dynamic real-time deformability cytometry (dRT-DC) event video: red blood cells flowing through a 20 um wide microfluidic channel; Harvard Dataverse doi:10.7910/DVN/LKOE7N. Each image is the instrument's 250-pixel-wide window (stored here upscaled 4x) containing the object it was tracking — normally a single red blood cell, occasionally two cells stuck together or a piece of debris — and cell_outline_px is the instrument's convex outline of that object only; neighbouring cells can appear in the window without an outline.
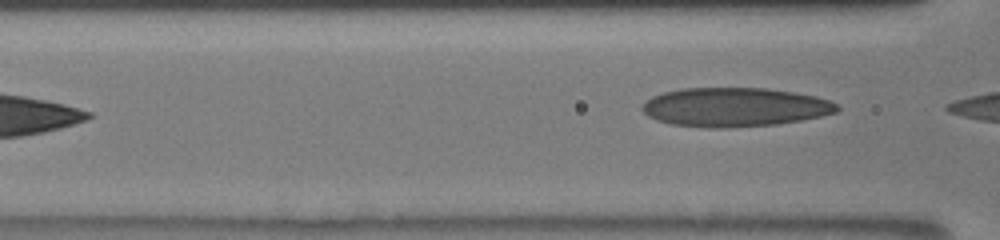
{"species": "human", "species_latin": "Homo sapiens", "temperature_condition": "room temperature", "stored_images_in_passage": 11, "segment_of_instrument_passage": [2, 2], "camera_frame_rate_fps": 3000, "um_per_image_px": 0.085, "donor": {"sex": "male"}, "frame": {"image": 1, "passage_image": 11, "time_ms": 6.0, "image_size_px": [1000, 240], "cell_outline_px": [[840, 108], [836, 112], [820, 116], [800, 120], [776, 124], [728, 128], [712, 128], [672, 124], [656, 120], [648, 116], [640, 108], [652, 96], [664, 92], [680, 88], [768, 88], [816, 96], [828, 100], [836, 104]], "centroid_in_image_um": [62.43, 9.1], "position_along_channel_um": 104.2, "area_um2": 44.16}}